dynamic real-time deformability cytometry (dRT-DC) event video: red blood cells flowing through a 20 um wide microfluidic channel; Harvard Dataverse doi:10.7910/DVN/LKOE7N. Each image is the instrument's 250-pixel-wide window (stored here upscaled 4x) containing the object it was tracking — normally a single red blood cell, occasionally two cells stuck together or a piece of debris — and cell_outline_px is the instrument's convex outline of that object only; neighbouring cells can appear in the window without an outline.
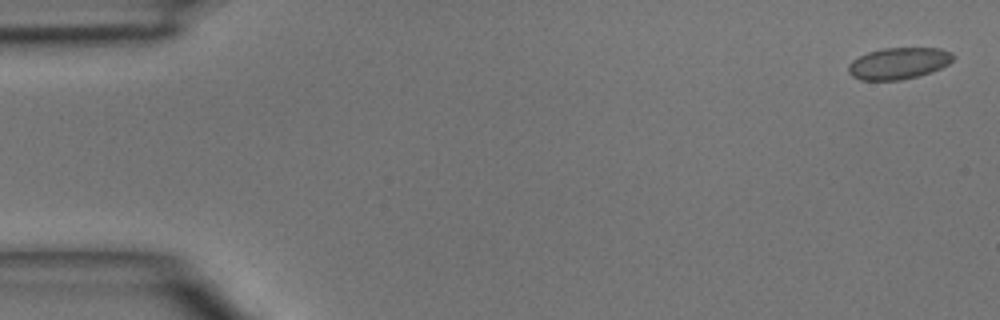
{"species": "common noctule bat (a hibernating species)", "species_latin": "Nyctalus noctula", "temperature_condition": "room temperature", "stored_images_in_passage": 44, "camera_frame_rate_fps": 3000, "um_per_image_px": 0.085, "animal": {"sex": "male", "body_mass_g": 15.6}, "frame": {"image": 1, "passage_image": 1, "time_ms": 0.0, "image_size_px": [1000, 320], "cell_outline_px": [[956, 56], [948, 64], [940, 68], [916, 76], [900, 80], [860, 80], [852, 76], [848, 72], [848, 64], [852, 60], [868, 52], [884, 48], [940, 48], [952, 52]], "centroid_in_image_um": [76.37, 5.37], "position_along_channel_um": 8.6, "area_um2": 19.19}}
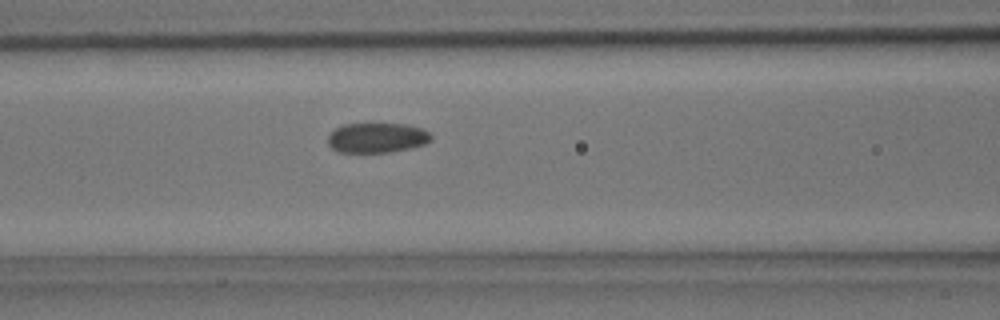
{"frame": {"image": 2, "passage_image": 19, "time_ms": 6.0, "image_size_px": [1000, 320], "cell_outline_px": [[432, 140], [424, 144], [412, 148], [392, 152], [340, 152], [332, 148], [328, 144], [328, 136], [336, 128], [344, 124], [404, 124], [420, 128], [428, 132], [432, 136]], "centroid_in_image_um": [32.05, 11.72], "position_along_channel_um": 134.5, "area_um2": 17.92}}
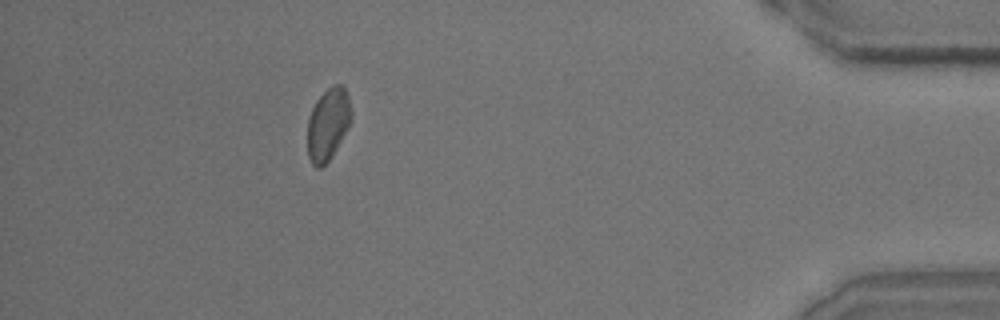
{"frame": {"image": 3, "passage_image": 42, "time_ms": 13.667, "image_size_px": [1000, 320], "cell_outline_px": [[352, 116], [332, 156], [320, 168], [316, 168], [312, 164], [308, 156], [308, 116], [316, 100], [332, 84], [340, 84], [344, 88], [348, 96], [352, 112]], "centroid_in_image_um": [27.86, 10.53], "position_along_channel_um": 407.3, "area_um2": 18.09}}